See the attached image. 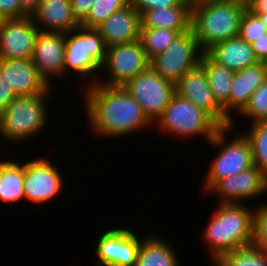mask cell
Wrapping results in <instances>:
<instances>
[{"mask_svg": "<svg viewBox=\"0 0 267 266\" xmlns=\"http://www.w3.org/2000/svg\"><path fill=\"white\" fill-rule=\"evenodd\" d=\"M229 1L239 2L247 6L252 0H229Z\"/></svg>", "mask_w": 267, "mask_h": 266, "instance_id": "b9f144b4", "label": "cell"}, {"mask_svg": "<svg viewBox=\"0 0 267 266\" xmlns=\"http://www.w3.org/2000/svg\"><path fill=\"white\" fill-rule=\"evenodd\" d=\"M140 28L177 30L180 34L191 29V6L183 0L178 6L152 9L140 16Z\"/></svg>", "mask_w": 267, "mask_h": 266, "instance_id": "7402d4cb", "label": "cell"}, {"mask_svg": "<svg viewBox=\"0 0 267 266\" xmlns=\"http://www.w3.org/2000/svg\"><path fill=\"white\" fill-rule=\"evenodd\" d=\"M156 126L168 135L197 137L210 142L221 126L204 110L176 93L165 108Z\"/></svg>", "mask_w": 267, "mask_h": 266, "instance_id": "5b68a950", "label": "cell"}, {"mask_svg": "<svg viewBox=\"0 0 267 266\" xmlns=\"http://www.w3.org/2000/svg\"><path fill=\"white\" fill-rule=\"evenodd\" d=\"M151 235L140 241L135 266H180L172 245L160 236Z\"/></svg>", "mask_w": 267, "mask_h": 266, "instance_id": "603a6c76", "label": "cell"}, {"mask_svg": "<svg viewBox=\"0 0 267 266\" xmlns=\"http://www.w3.org/2000/svg\"><path fill=\"white\" fill-rule=\"evenodd\" d=\"M264 34H267V27L254 13L246 9L241 19L238 36L251 44L256 39L264 37Z\"/></svg>", "mask_w": 267, "mask_h": 266, "instance_id": "4dcf8cb0", "label": "cell"}, {"mask_svg": "<svg viewBox=\"0 0 267 266\" xmlns=\"http://www.w3.org/2000/svg\"><path fill=\"white\" fill-rule=\"evenodd\" d=\"M183 0H131V5L137 10L141 16L144 12L178 6Z\"/></svg>", "mask_w": 267, "mask_h": 266, "instance_id": "d6a6232c", "label": "cell"}, {"mask_svg": "<svg viewBox=\"0 0 267 266\" xmlns=\"http://www.w3.org/2000/svg\"><path fill=\"white\" fill-rule=\"evenodd\" d=\"M211 191V192H210ZM209 192L219 196L220 204H244L246 199L267 193V176L255 165L219 180Z\"/></svg>", "mask_w": 267, "mask_h": 266, "instance_id": "9a60e30c", "label": "cell"}, {"mask_svg": "<svg viewBox=\"0 0 267 266\" xmlns=\"http://www.w3.org/2000/svg\"><path fill=\"white\" fill-rule=\"evenodd\" d=\"M206 54L217 64L234 72L259 62L251 44L239 36L217 43Z\"/></svg>", "mask_w": 267, "mask_h": 266, "instance_id": "44dd1931", "label": "cell"}, {"mask_svg": "<svg viewBox=\"0 0 267 266\" xmlns=\"http://www.w3.org/2000/svg\"><path fill=\"white\" fill-rule=\"evenodd\" d=\"M262 22V24L267 27V12L266 13H254Z\"/></svg>", "mask_w": 267, "mask_h": 266, "instance_id": "ab89813d", "label": "cell"}, {"mask_svg": "<svg viewBox=\"0 0 267 266\" xmlns=\"http://www.w3.org/2000/svg\"><path fill=\"white\" fill-rule=\"evenodd\" d=\"M149 67L150 60L140 40L113 45L107 48L106 60L101 66V69L107 71L110 76L107 75L108 78L104 81L95 79L91 84L96 82L106 86H123L128 80Z\"/></svg>", "mask_w": 267, "mask_h": 266, "instance_id": "30bf717a", "label": "cell"}, {"mask_svg": "<svg viewBox=\"0 0 267 266\" xmlns=\"http://www.w3.org/2000/svg\"><path fill=\"white\" fill-rule=\"evenodd\" d=\"M39 31L30 16L3 19L0 25V59H31Z\"/></svg>", "mask_w": 267, "mask_h": 266, "instance_id": "4fadbf2b", "label": "cell"}, {"mask_svg": "<svg viewBox=\"0 0 267 266\" xmlns=\"http://www.w3.org/2000/svg\"><path fill=\"white\" fill-rule=\"evenodd\" d=\"M214 266H267L264 250L254 244L240 247L217 258Z\"/></svg>", "mask_w": 267, "mask_h": 266, "instance_id": "484cf974", "label": "cell"}, {"mask_svg": "<svg viewBox=\"0 0 267 266\" xmlns=\"http://www.w3.org/2000/svg\"><path fill=\"white\" fill-rule=\"evenodd\" d=\"M247 9L252 13H266L267 12V0H252Z\"/></svg>", "mask_w": 267, "mask_h": 266, "instance_id": "f35d334b", "label": "cell"}, {"mask_svg": "<svg viewBox=\"0 0 267 266\" xmlns=\"http://www.w3.org/2000/svg\"><path fill=\"white\" fill-rule=\"evenodd\" d=\"M16 97L12 88L8 85L5 76L0 70V113L13 101Z\"/></svg>", "mask_w": 267, "mask_h": 266, "instance_id": "d590c367", "label": "cell"}, {"mask_svg": "<svg viewBox=\"0 0 267 266\" xmlns=\"http://www.w3.org/2000/svg\"><path fill=\"white\" fill-rule=\"evenodd\" d=\"M23 183L24 164L0 160V200L14 203L25 199Z\"/></svg>", "mask_w": 267, "mask_h": 266, "instance_id": "d4e9b609", "label": "cell"}, {"mask_svg": "<svg viewBox=\"0 0 267 266\" xmlns=\"http://www.w3.org/2000/svg\"><path fill=\"white\" fill-rule=\"evenodd\" d=\"M180 33L163 28H140L139 40L149 60L161 54Z\"/></svg>", "mask_w": 267, "mask_h": 266, "instance_id": "4316f807", "label": "cell"}, {"mask_svg": "<svg viewBox=\"0 0 267 266\" xmlns=\"http://www.w3.org/2000/svg\"><path fill=\"white\" fill-rule=\"evenodd\" d=\"M203 51L192 29L179 34L164 52L150 60V67L174 85L186 73L196 68Z\"/></svg>", "mask_w": 267, "mask_h": 266, "instance_id": "ba28073f", "label": "cell"}, {"mask_svg": "<svg viewBox=\"0 0 267 266\" xmlns=\"http://www.w3.org/2000/svg\"><path fill=\"white\" fill-rule=\"evenodd\" d=\"M175 93L207 112L221 127L231 126L232 121L217 103L205 71L200 65L179 79L175 84Z\"/></svg>", "mask_w": 267, "mask_h": 266, "instance_id": "5bb4252c", "label": "cell"}, {"mask_svg": "<svg viewBox=\"0 0 267 266\" xmlns=\"http://www.w3.org/2000/svg\"><path fill=\"white\" fill-rule=\"evenodd\" d=\"M266 78L267 63L265 62H258L235 72L229 96V119L232 121V127L234 119L231 114L238 115L245 108L252 93Z\"/></svg>", "mask_w": 267, "mask_h": 266, "instance_id": "d6986e66", "label": "cell"}, {"mask_svg": "<svg viewBox=\"0 0 267 266\" xmlns=\"http://www.w3.org/2000/svg\"><path fill=\"white\" fill-rule=\"evenodd\" d=\"M26 16L21 10L20 0H0V17L2 19H19Z\"/></svg>", "mask_w": 267, "mask_h": 266, "instance_id": "836d02e7", "label": "cell"}, {"mask_svg": "<svg viewBox=\"0 0 267 266\" xmlns=\"http://www.w3.org/2000/svg\"><path fill=\"white\" fill-rule=\"evenodd\" d=\"M95 0H70L72 14L81 24L88 16Z\"/></svg>", "mask_w": 267, "mask_h": 266, "instance_id": "e575fe53", "label": "cell"}, {"mask_svg": "<svg viewBox=\"0 0 267 266\" xmlns=\"http://www.w3.org/2000/svg\"><path fill=\"white\" fill-rule=\"evenodd\" d=\"M245 4L214 0L191 7V29L203 53L211 47L239 35Z\"/></svg>", "mask_w": 267, "mask_h": 266, "instance_id": "3957f363", "label": "cell"}, {"mask_svg": "<svg viewBox=\"0 0 267 266\" xmlns=\"http://www.w3.org/2000/svg\"><path fill=\"white\" fill-rule=\"evenodd\" d=\"M41 0H20L21 10L30 16L37 10Z\"/></svg>", "mask_w": 267, "mask_h": 266, "instance_id": "74e56055", "label": "cell"}, {"mask_svg": "<svg viewBox=\"0 0 267 266\" xmlns=\"http://www.w3.org/2000/svg\"><path fill=\"white\" fill-rule=\"evenodd\" d=\"M243 134L250 142L254 165L267 176V122L252 123Z\"/></svg>", "mask_w": 267, "mask_h": 266, "instance_id": "83f0119b", "label": "cell"}, {"mask_svg": "<svg viewBox=\"0 0 267 266\" xmlns=\"http://www.w3.org/2000/svg\"><path fill=\"white\" fill-rule=\"evenodd\" d=\"M140 15L129 4L114 12L97 29L104 38L107 47L117 44H127L139 40Z\"/></svg>", "mask_w": 267, "mask_h": 266, "instance_id": "ac0fdd59", "label": "cell"}, {"mask_svg": "<svg viewBox=\"0 0 267 266\" xmlns=\"http://www.w3.org/2000/svg\"><path fill=\"white\" fill-rule=\"evenodd\" d=\"M199 65L204 69L208 83L217 103L229 118V96L235 72L217 64L206 53H203Z\"/></svg>", "mask_w": 267, "mask_h": 266, "instance_id": "cb8c5ba5", "label": "cell"}, {"mask_svg": "<svg viewBox=\"0 0 267 266\" xmlns=\"http://www.w3.org/2000/svg\"><path fill=\"white\" fill-rule=\"evenodd\" d=\"M238 115L252 118V123L267 122V78L252 93L247 105Z\"/></svg>", "mask_w": 267, "mask_h": 266, "instance_id": "f546056e", "label": "cell"}, {"mask_svg": "<svg viewBox=\"0 0 267 266\" xmlns=\"http://www.w3.org/2000/svg\"><path fill=\"white\" fill-rule=\"evenodd\" d=\"M49 92L50 88L40 95L16 96L0 113V137L18 143L47 127L49 113L45 100Z\"/></svg>", "mask_w": 267, "mask_h": 266, "instance_id": "277c9868", "label": "cell"}, {"mask_svg": "<svg viewBox=\"0 0 267 266\" xmlns=\"http://www.w3.org/2000/svg\"><path fill=\"white\" fill-rule=\"evenodd\" d=\"M255 57L259 62L267 63V34L251 43Z\"/></svg>", "mask_w": 267, "mask_h": 266, "instance_id": "8d00e7d4", "label": "cell"}, {"mask_svg": "<svg viewBox=\"0 0 267 266\" xmlns=\"http://www.w3.org/2000/svg\"><path fill=\"white\" fill-rule=\"evenodd\" d=\"M128 228H111L103 232L96 244V256L102 266H135L140 238Z\"/></svg>", "mask_w": 267, "mask_h": 266, "instance_id": "7c38bea8", "label": "cell"}, {"mask_svg": "<svg viewBox=\"0 0 267 266\" xmlns=\"http://www.w3.org/2000/svg\"><path fill=\"white\" fill-rule=\"evenodd\" d=\"M84 92L86 117L95 134L116 138L155 126L122 86L89 83Z\"/></svg>", "mask_w": 267, "mask_h": 266, "instance_id": "6da1fadb", "label": "cell"}, {"mask_svg": "<svg viewBox=\"0 0 267 266\" xmlns=\"http://www.w3.org/2000/svg\"><path fill=\"white\" fill-rule=\"evenodd\" d=\"M231 130L232 126L221 127L209 142L214 147H219L220 150L204 179V191L209 192L219 180L233 176L254 165L249 140L244 134H239L228 141L226 136Z\"/></svg>", "mask_w": 267, "mask_h": 266, "instance_id": "52a82bcc", "label": "cell"}, {"mask_svg": "<svg viewBox=\"0 0 267 266\" xmlns=\"http://www.w3.org/2000/svg\"><path fill=\"white\" fill-rule=\"evenodd\" d=\"M31 18L40 31L46 32L66 34L80 25L72 14L70 0H41Z\"/></svg>", "mask_w": 267, "mask_h": 266, "instance_id": "ffe728a7", "label": "cell"}, {"mask_svg": "<svg viewBox=\"0 0 267 266\" xmlns=\"http://www.w3.org/2000/svg\"><path fill=\"white\" fill-rule=\"evenodd\" d=\"M256 207L254 211L253 242L262 250L267 249V204Z\"/></svg>", "mask_w": 267, "mask_h": 266, "instance_id": "1f68e13d", "label": "cell"}, {"mask_svg": "<svg viewBox=\"0 0 267 266\" xmlns=\"http://www.w3.org/2000/svg\"><path fill=\"white\" fill-rule=\"evenodd\" d=\"M191 7L197 5V4H201V3H204V2H209V1H214V0H186Z\"/></svg>", "mask_w": 267, "mask_h": 266, "instance_id": "60d3db41", "label": "cell"}, {"mask_svg": "<svg viewBox=\"0 0 267 266\" xmlns=\"http://www.w3.org/2000/svg\"><path fill=\"white\" fill-rule=\"evenodd\" d=\"M131 4V0H95L87 18L80 24L86 28H97L114 12Z\"/></svg>", "mask_w": 267, "mask_h": 266, "instance_id": "f1b7e54d", "label": "cell"}, {"mask_svg": "<svg viewBox=\"0 0 267 266\" xmlns=\"http://www.w3.org/2000/svg\"><path fill=\"white\" fill-rule=\"evenodd\" d=\"M244 204H219L204 237L212 263L220 256L253 242L254 209Z\"/></svg>", "mask_w": 267, "mask_h": 266, "instance_id": "7a4b0ae2", "label": "cell"}, {"mask_svg": "<svg viewBox=\"0 0 267 266\" xmlns=\"http://www.w3.org/2000/svg\"><path fill=\"white\" fill-rule=\"evenodd\" d=\"M64 55L65 33L39 31L31 61L49 87H52V76L61 77L65 74Z\"/></svg>", "mask_w": 267, "mask_h": 266, "instance_id": "2e32d148", "label": "cell"}, {"mask_svg": "<svg viewBox=\"0 0 267 266\" xmlns=\"http://www.w3.org/2000/svg\"><path fill=\"white\" fill-rule=\"evenodd\" d=\"M0 70L16 96L40 95L51 88L31 59H0Z\"/></svg>", "mask_w": 267, "mask_h": 266, "instance_id": "e0dca14e", "label": "cell"}, {"mask_svg": "<svg viewBox=\"0 0 267 266\" xmlns=\"http://www.w3.org/2000/svg\"><path fill=\"white\" fill-rule=\"evenodd\" d=\"M56 167L46 157L24 163L23 191L26 201L42 204L60 194L64 185L62 174Z\"/></svg>", "mask_w": 267, "mask_h": 266, "instance_id": "8fae6325", "label": "cell"}, {"mask_svg": "<svg viewBox=\"0 0 267 266\" xmlns=\"http://www.w3.org/2000/svg\"><path fill=\"white\" fill-rule=\"evenodd\" d=\"M122 87L140 104L152 124L161 117L175 94V85L160 77L151 67L128 80Z\"/></svg>", "mask_w": 267, "mask_h": 266, "instance_id": "9c48e42d", "label": "cell"}, {"mask_svg": "<svg viewBox=\"0 0 267 266\" xmlns=\"http://www.w3.org/2000/svg\"><path fill=\"white\" fill-rule=\"evenodd\" d=\"M107 48L97 28L79 25L65 34L64 72L73 70L81 78L95 76L106 60Z\"/></svg>", "mask_w": 267, "mask_h": 266, "instance_id": "8992f818", "label": "cell"}]
</instances>
